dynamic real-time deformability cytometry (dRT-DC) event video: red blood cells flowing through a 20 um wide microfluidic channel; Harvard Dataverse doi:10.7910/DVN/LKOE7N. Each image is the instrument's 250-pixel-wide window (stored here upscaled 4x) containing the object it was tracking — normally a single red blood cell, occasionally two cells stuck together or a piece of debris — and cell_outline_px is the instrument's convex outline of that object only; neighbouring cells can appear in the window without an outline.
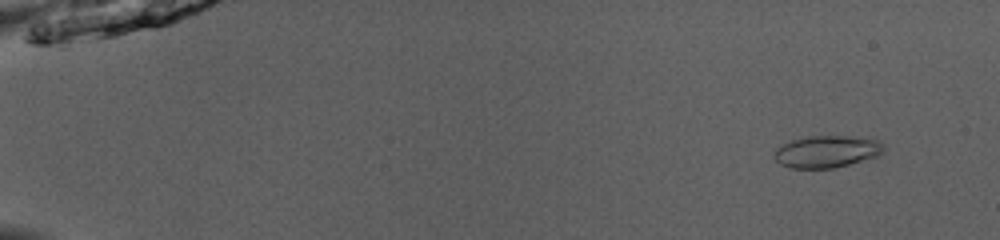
{"species": "common noctule bat (a hibernating species)", "species_latin": "Nyctalus noctula", "temperature_condition": "room temperature", "stored_images_in_passage": 50, "camera_frame_rate_fps": 3000, "um_per_image_px": 0.085, "animal": {"sex": "male", "body_mass_g": 13.0, "forearm_length_mm": 53.1}, "frame": {"image": 1, "passage_image": 3, "time_ms": 0.667, "image_size_px": [1000, 240], "cell_outline_px": [[884, 148], [880, 156], [832, 168], [788, 168], [780, 164], [772, 156], [776, 148], [780, 144], [792, 140], [808, 136], [848, 136], [880, 140], [884, 144]], "centroid_in_image_um": [70.26, 12.88], "position_along_channel_um": 14.7, "area_um2": 20.63}}
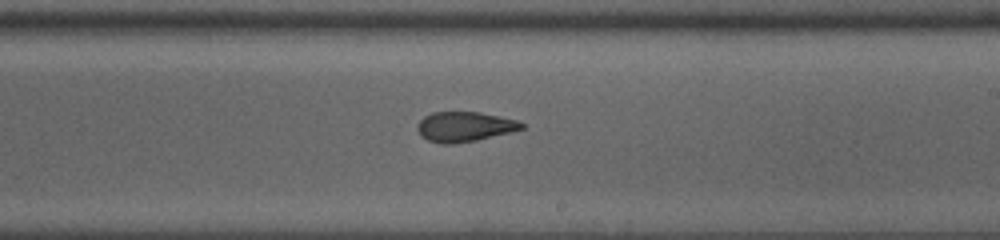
{"frame": {"image": 2, "passage_image": 31, "time_ms": 10.0, "image_size_px": [1000, 240], "cell_outline_px": [[524, 128], [476, 140], [452, 144], [440, 144], [428, 140], [420, 136], [416, 128], [420, 120], [424, 116], [432, 112], [480, 112], [500, 116], [516, 120], [524, 124]], "centroid_in_image_um": [39.43, 10.76], "position_along_channel_um": 249.6, "area_um2": 18.09}}
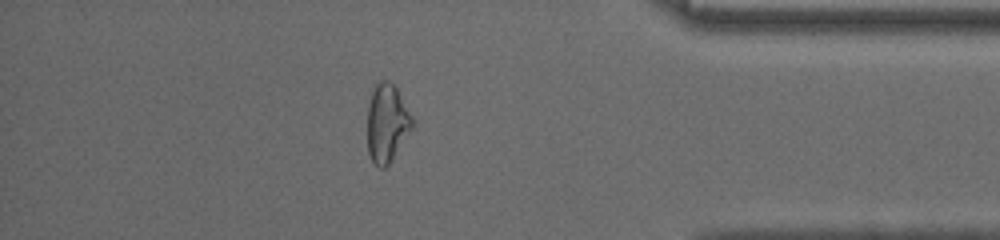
{"frame": {"image": 3, "passage_image": 44, "time_ms": 14.333, "image_size_px": [1000, 240], "cell_outline_px": [[416, 120], [412, 128], [388, 164], [384, 168], [380, 168], [372, 160], [368, 152], [368, 104], [372, 92], [376, 84], [380, 80], [388, 80], [396, 88]], "centroid_in_image_um": [32.91, 10.43], "position_along_channel_um": 402.3, "area_um2": 20.29}, "authors_computed_cell_mechanics": {"area_um2": 19.5942, "velocity_mm_per_s": 4.0285, "shape_relaxation_time_tau1_ms": null, "shape_relaxation_time_tau2_ms": 2.0511, "deformation_change_tau1": null, "deformation_change_tau2": 0.0916}}